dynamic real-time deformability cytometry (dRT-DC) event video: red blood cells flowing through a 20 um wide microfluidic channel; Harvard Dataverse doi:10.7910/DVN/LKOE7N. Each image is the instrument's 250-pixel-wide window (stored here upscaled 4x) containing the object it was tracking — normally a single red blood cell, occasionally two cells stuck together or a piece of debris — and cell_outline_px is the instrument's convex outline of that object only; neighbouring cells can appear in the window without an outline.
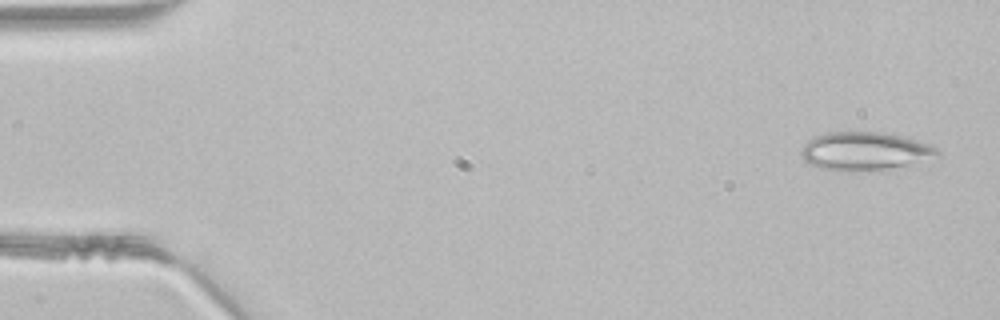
{"species": "common noctule bat (a hibernating species)", "species_latin": "Nyctalus noctula", "temperature_condition": "room temperature", "stored_images_in_passage": 46, "camera_frame_rate_fps": 3000, "um_per_image_px": 0.085, "animal": {"sex": "male", "body_mass_g": 21.5, "forearm_length_mm": 52.0}, "frame": {"image": 1, "passage_image": 2, "time_ms": 0.333, "image_size_px": [1000, 320], "cell_outline_px": [[940, 156], [904, 164], [884, 168], [856, 172], [840, 172], [820, 168], [804, 160], [800, 152], [804, 144], [808, 140], [816, 136], [828, 132], [880, 132], [900, 136], [936, 148], [940, 152]], "centroid_in_image_um": [73.4, 12.85], "position_along_channel_um": 11.6, "area_um2": 29.71}}
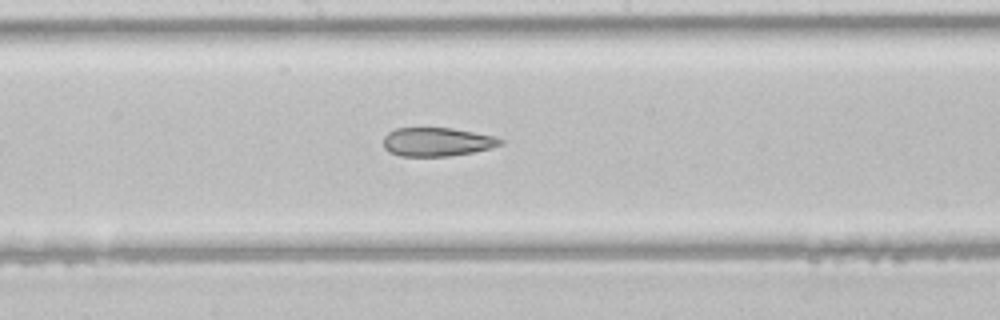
{"frame": {"image": 2, "passage_image": 24, "time_ms": 7.667, "image_size_px": [1000, 320], "cell_outline_px": [[504, 140], [500, 144], [492, 148], [472, 152], [448, 156], [400, 156], [388, 152], [384, 148], [384, 136], [388, 132], [396, 128], [452, 128], [496, 136]], "centroid_in_image_um": [37.14, 12.06], "position_along_channel_um": 211.1, "area_um2": 19.59}}
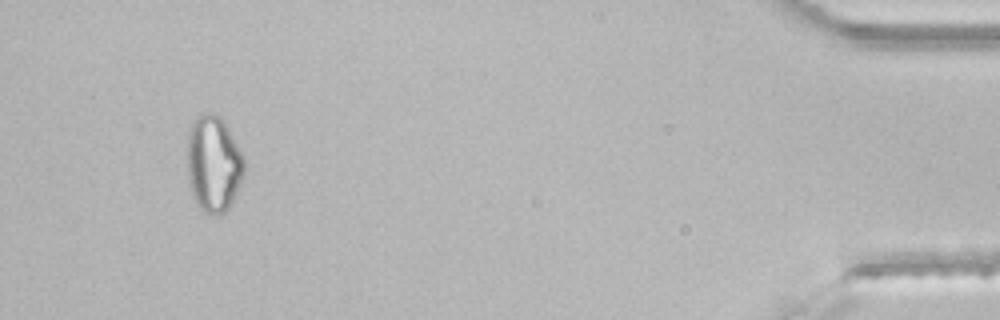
{"frame": {"image": 3, "passage_image": 43, "time_ms": 14.0, "image_size_px": [1000, 320], "cell_outline_px": [[244, 172], [236, 192], [228, 208], [224, 212], [212, 216], [204, 212], [196, 204], [192, 192], [188, 176], [188, 132], [192, 120], [200, 112], [212, 112], [220, 116], [228, 128], [244, 156]], "centroid_in_image_um": [18.14, 13.88], "position_along_channel_um": 417.1, "area_um2": 32.02}}